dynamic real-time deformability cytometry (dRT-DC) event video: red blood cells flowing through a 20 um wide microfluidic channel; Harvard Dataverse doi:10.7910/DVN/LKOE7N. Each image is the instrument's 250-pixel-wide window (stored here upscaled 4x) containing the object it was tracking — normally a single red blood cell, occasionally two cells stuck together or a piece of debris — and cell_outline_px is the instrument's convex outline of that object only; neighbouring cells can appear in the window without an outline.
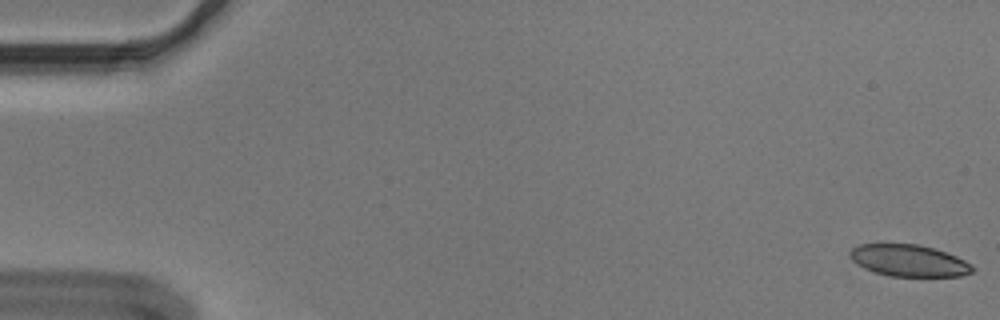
{"species": "Egyptian fruit bat (a non-hibernating species)", "species_latin": "Rousettus aegyptiacus", "temperature_condition": "cold", "stored_images_in_passage": 55, "camera_frame_rate_fps": 3000, "um_per_image_px": 0.085, "animal": {"sex": "male"}, "frame": {"image": 1, "passage_image": 1, "time_ms": 0.0, "image_size_px": [1000, 320], "cell_outline_px": [[976, 268], [972, 272], [960, 276], [892, 276], [876, 272], [864, 268], [852, 260], [852, 248], [860, 244], [916, 244], [932, 248], [956, 256], [972, 264]], "centroid_in_image_um": [77.3, 22.15], "position_along_channel_um": 7.7, "area_um2": 22.31}}
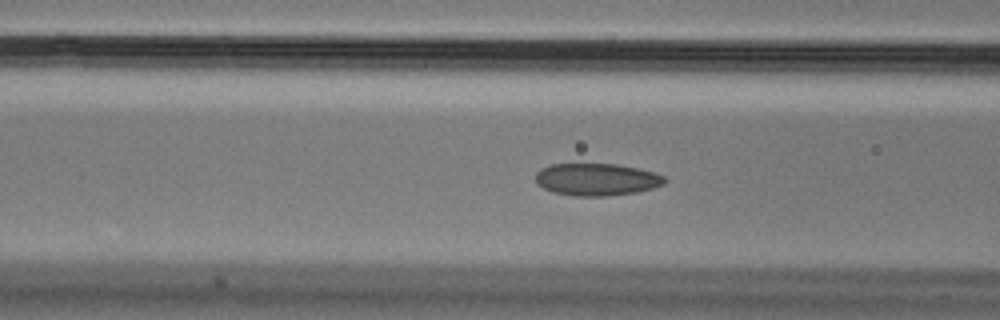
{"frame": {"image": 2, "passage_image": 22, "time_ms": 7.0, "image_size_px": [1000, 320], "cell_outline_px": [[668, 180], [664, 184], [652, 188], [636, 192], [604, 196], [572, 196], [552, 192], [536, 184], [536, 172], [540, 168], [548, 164], [616, 164], [636, 168], [652, 172], [664, 176]], "centroid_in_image_um": [50.67, 15.25], "position_along_channel_um": 115.9, "area_um2": 24.33}}
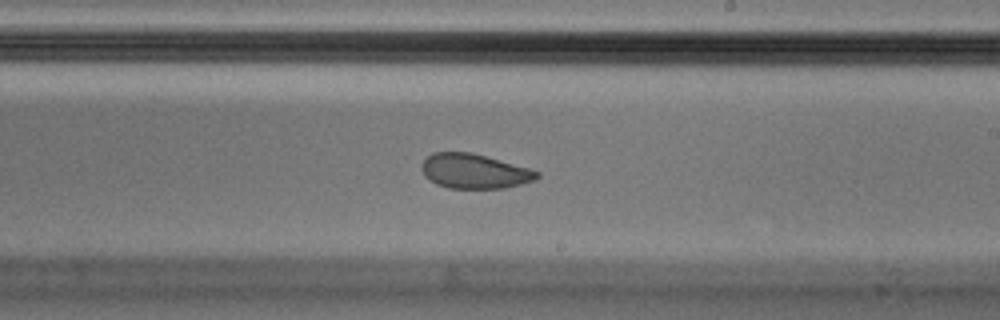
{"frame": {"image": 3, "passage_image": 33, "time_ms": 10.667, "image_size_px": [1000, 320], "cell_outline_px": [[540, 176], [536, 180], [504, 188], [448, 188], [436, 184], [424, 176], [420, 168], [420, 164], [432, 152], [472, 152], [528, 168], [540, 172]], "centroid_in_image_um": [40.29, 14.55], "position_along_channel_um": 248.7, "area_um2": 23.35}, "authors_computed_cell_mechanics": {"area_um2": 24.854, "velocity_mm_per_s": 3.6166, "shape_relaxation_time_tau1_ms": null, "shape_relaxation_time_tau2_ms": 1.62, "deformation_change_tau1": null, "deformation_change_tau2": 0.0656}}